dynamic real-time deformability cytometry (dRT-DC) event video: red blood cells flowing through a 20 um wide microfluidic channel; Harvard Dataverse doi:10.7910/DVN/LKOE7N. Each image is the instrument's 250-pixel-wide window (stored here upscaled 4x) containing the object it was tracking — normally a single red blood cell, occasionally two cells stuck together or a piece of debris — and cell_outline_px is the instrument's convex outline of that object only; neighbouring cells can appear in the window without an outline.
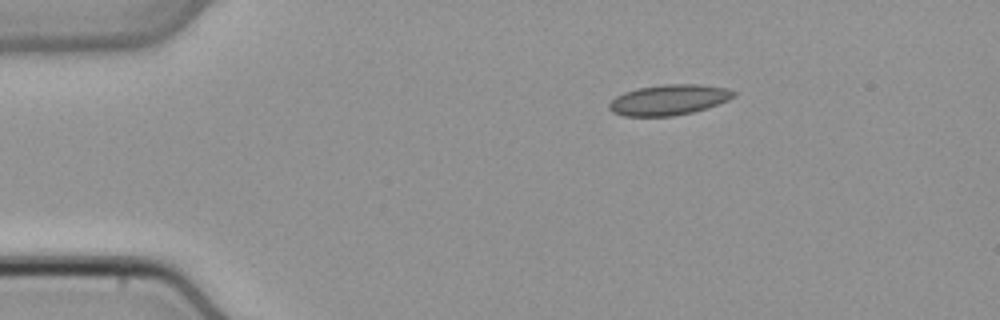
{"species": "common noctule bat (a hibernating species)", "species_latin": "Nyctalus noctula", "temperature_condition": "cold", "stored_images_in_passage": 4, "camera_frame_rate_fps": 3000, "um_per_image_px": 0.085, "animal": {"sex": "male", "body_mass_g": 21.5, "forearm_length_mm": 52.0}, "frame": {"image": 1, "passage_image": 1, "time_ms": 0.0, "image_size_px": [1000, 320], "cell_outline_px": [[736, 92], [728, 100], [692, 112], [672, 116], [624, 116], [612, 112], [608, 108], [608, 104], [616, 96], [624, 92], [636, 88], [664, 84], [696, 84], [728, 88]], "centroid_in_image_um": [56.79, 8.48], "position_along_channel_um": 28.2, "area_um2": 21.96}}